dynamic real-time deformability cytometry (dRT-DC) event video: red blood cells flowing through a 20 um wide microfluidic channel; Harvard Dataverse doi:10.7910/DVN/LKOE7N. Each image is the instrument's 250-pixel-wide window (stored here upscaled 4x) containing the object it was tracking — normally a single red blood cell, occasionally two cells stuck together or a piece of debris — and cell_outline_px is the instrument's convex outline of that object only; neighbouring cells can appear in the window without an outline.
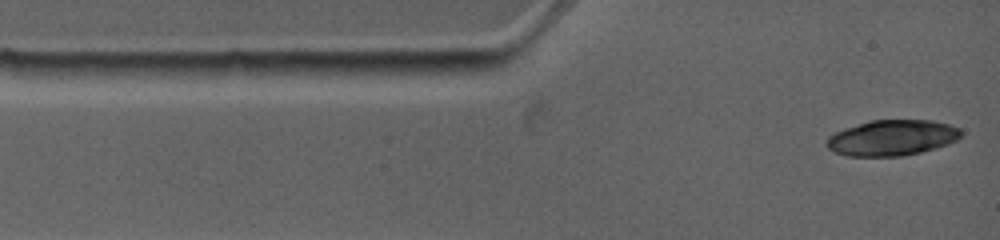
{"species": "common noctule bat (a hibernating species)", "species_latin": "Nyctalus noctula", "temperature_condition": "warm", "stored_images_in_passage": 7, "camera_frame_rate_fps": 4500, "um_per_image_px": 0.085, "animal": {"sex": "female", "body_mass_g": 19.0, "forearm_length_mm": 53.3}, "frame": {"image": 1, "passage_image": 1, "time_ms": 0.0, "image_size_px": [1000, 240], "cell_outline_px": [[960, 136], [956, 140], [948, 144], [936, 148], [904, 156], [844, 156], [828, 148], [828, 140], [836, 132], [872, 120], [928, 120], [944, 124], [956, 128], [960, 132]], "centroid_in_image_um": [75.83, 11.73], "position_along_channel_um": 9.2, "area_um2": 27.22}}